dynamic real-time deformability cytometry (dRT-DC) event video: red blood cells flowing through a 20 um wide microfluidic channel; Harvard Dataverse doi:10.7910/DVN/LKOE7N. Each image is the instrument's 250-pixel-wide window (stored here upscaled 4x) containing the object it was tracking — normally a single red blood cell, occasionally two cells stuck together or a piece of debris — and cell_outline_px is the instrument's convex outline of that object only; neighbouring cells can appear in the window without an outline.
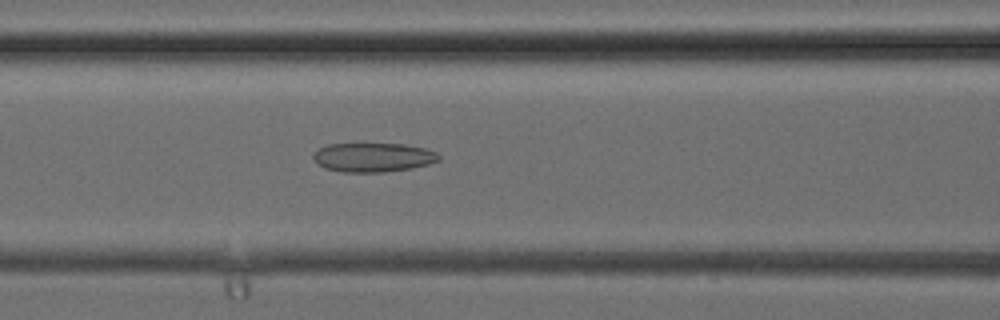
{"species": "common noctule bat (a hibernating species)", "species_latin": "Nyctalus noctula", "temperature_condition": "cold", "stored_images_in_passage": 30, "camera_frame_rate_fps": 3000, "um_per_image_px": 0.085, "animal": {"sex": "female", "body_mass_g": 24.6, "forearm_length_mm": 56.2}, "frame": {"image": 1, "passage_image": 8, "time_ms": 2.333, "image_size_px": [1000, 320], "cell_outline_px": [[440, 160], [428, 164], [412, 168], [384, 172], [344, 172], [324, 168], [316, 164], [312, 156], [320, 148], [328, 144], [404, 144], [424, 148], [436, 152], [440, 156]], "centroid_in_image_um": [31.71, 13.38], "position_along_channel_um": 134.9, "area_um2": 21.27}}
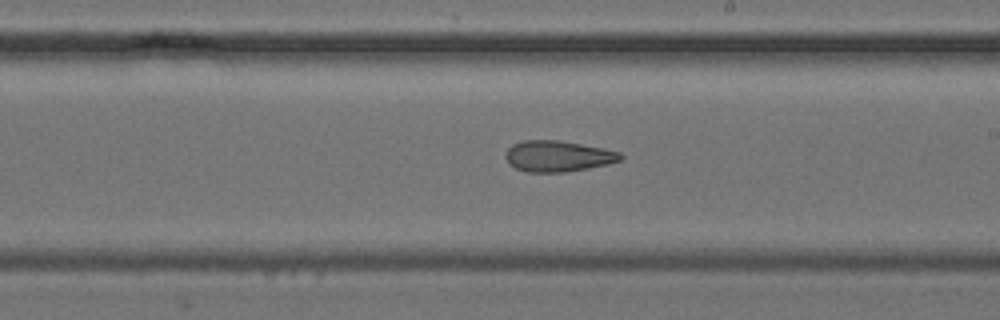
{"frame": {"image": 2, "passage_image": 14, "time_ms": 4.333, "image_size_px": [1000, 320], "cell_outline_px": [[624, 156], [620, 160], [608, 164], [588, 168], [564, 172], [528, 172], [516, 168], [508, 164], [504, 156], [504, 152], [512, 144], [524, 140], [560, 140], [604, 148], [620, 152]], "centroid_in_image_um": [47.39, 13.27], "position_along_channel_um": 241.6, "area_um2": 20.92}}
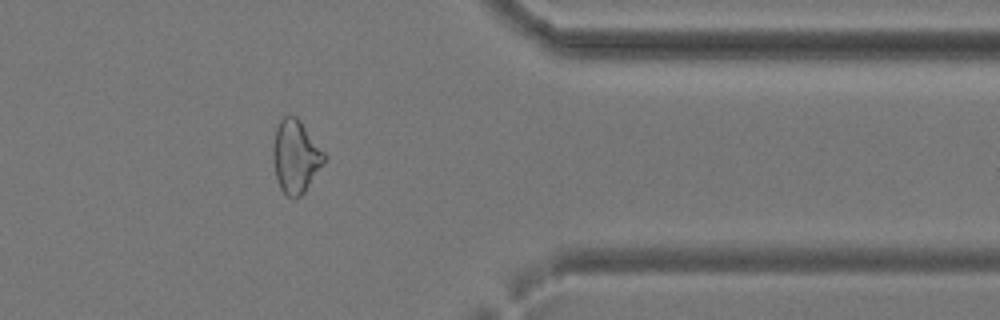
{"frame": {"image": 3, "passage_image": 23, "time_ms": 7.333, "image_size_px": [1000, 320], "cell_outline_px": [[324, 164], [304, 192], [300, 196], [288, 196], [280, 188], [276, 180], [272, 156], [272, 148], [276, 128], [280, 120], [284, 116], [296, 116], [300, 120], [324, 152]], "centroid_in_image_um": [25.11, 13.29], "position_along_channel_um": 386.3, "area_um2": 21.56}}